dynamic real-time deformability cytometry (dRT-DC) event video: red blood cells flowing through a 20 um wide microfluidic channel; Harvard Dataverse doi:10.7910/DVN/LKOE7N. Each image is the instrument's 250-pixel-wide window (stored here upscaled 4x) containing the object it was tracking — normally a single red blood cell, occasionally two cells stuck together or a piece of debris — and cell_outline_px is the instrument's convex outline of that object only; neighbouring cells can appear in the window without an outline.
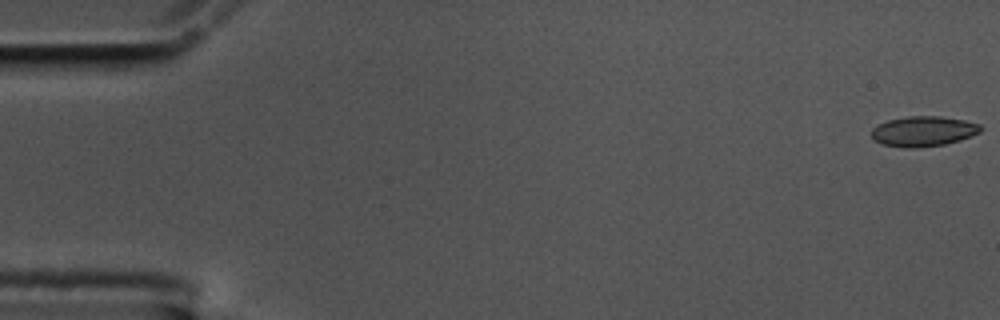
{"species": "common noctule bat (a hibernating species)", "species_latin": "Nyctalus noctula", "temperature_condition": "cold", "stored_images_in_passage": 58, "camera_frame_rate_fps": 3000, "um_per_image_px": 0.085, "animal": {"sex": "male", "body_mass_g": 17.5, "forearm_length_mm": 52.3}, "frame": {"image": 1, "passage_image": 1, "time_ms": 0.0, "image_size_px": [1000, 320], "cell_outline_px": [[984, 128], [980, 132], [972, 136], [960, 140], [944, 144], [916, 148], [904, 148], [884, 144], [876, 140], [872, 136], [872, 128], [888, 120], [908, 116], [940, 116], [964, 120], [980, 124]], "centroid_in_image_um": [78.53, 11.15], "position_along_channel_um": 6.5, "area_um2": 19.13}}
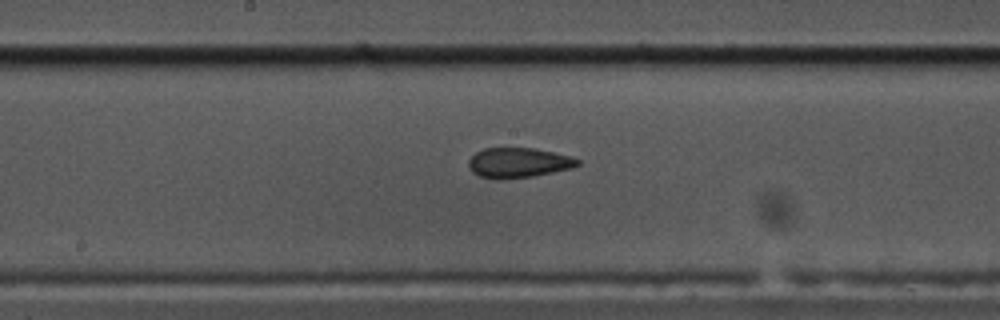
{"frame": {"image": 2, "passage_image": 30, "time_ms": 9.667, "image_size_px": [1000, 320], "cell_outline_px": [[580, 164], [572, 168], [532, 176], [480, 176], [472, 172], [468, 168], [468, 160], [476, 152], [484, 148], [536, 148], [572, 156], [580, 160]], "centroid_in_image_um": [44.11, 13.78], "position_along_channel_um": 204.1, "area_um2": 18.44}}
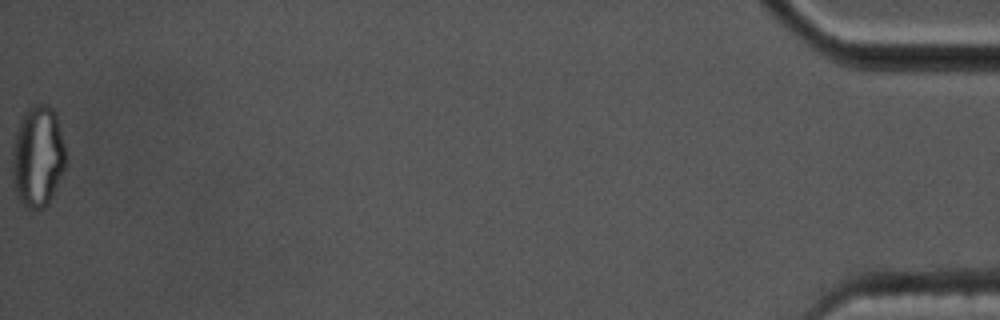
{"frame": {"image": 3, "passage_image": 58, "time_ms": 19.0, "image_size_px": [1000, 320], "cell_outline_px": [[64, 168], [52, 196], [48, 204], [44, 208], [28, 208], [16, 196], [12, 176], [12, 152], [16, 132], [20, 120], [24, 112], [28, 108], [36, 104], [48, 104], [56, 112], [64, 144]], "centroid_in_image_um": [3.19, 13.28], "position_along_channel_um": 432.0, "area_um2": 31.39}, "authors_computed_cell_mechanics": {"area_um2": 19.363, "velocity_mm_per_s": 3.517, "shape_relaxation_time_tau1_ms": null, "shape_relaxation_time_tau2_ms": 2.6305, "deformation_change_tau1": null, "deformation_change_tau2": 0.0739}}